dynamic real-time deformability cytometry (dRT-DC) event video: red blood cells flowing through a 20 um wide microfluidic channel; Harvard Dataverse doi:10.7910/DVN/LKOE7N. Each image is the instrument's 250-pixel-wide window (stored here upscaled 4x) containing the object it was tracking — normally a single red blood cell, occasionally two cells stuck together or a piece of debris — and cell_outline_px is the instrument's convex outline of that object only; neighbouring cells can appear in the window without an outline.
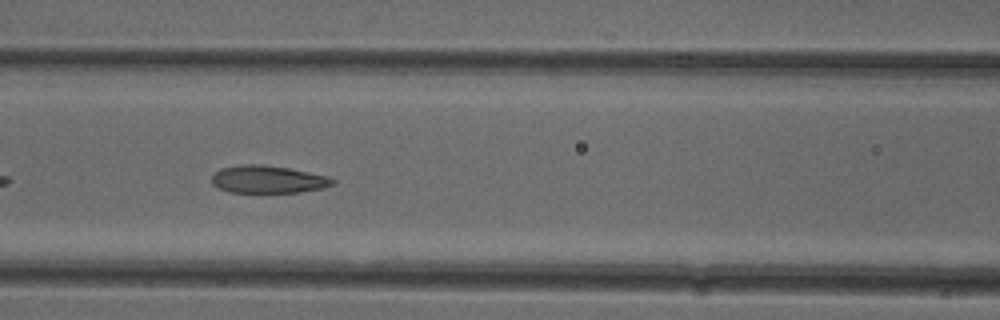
{"species": "common noctule bat (a hibernating species)", "species_latin": "Nyctalus noctula", "temperature_condition": "cold", "stored_images_in_passage": 38, "camera_frame_rate_fps": 3000, "um_per_image_px": 0.085, "animal": {"sex": "female"}, "frame": {"image": 1, "passage_image": 9, "time_ms": 2.667, "image_size_px": [1000, 320], "cell_outline_px": [[336, 184], [324, 188], [300, 192], [228, 192], [216, 188], [212, 184], [212, 176], [220, 168], [240, 164], [260, 164], [288, 168], [328, 176], [336, 180]], "centroid_in_image_um": [22.77, 15.25], "position_along_channel_um": 143.8, "area_um2": 19.59}}
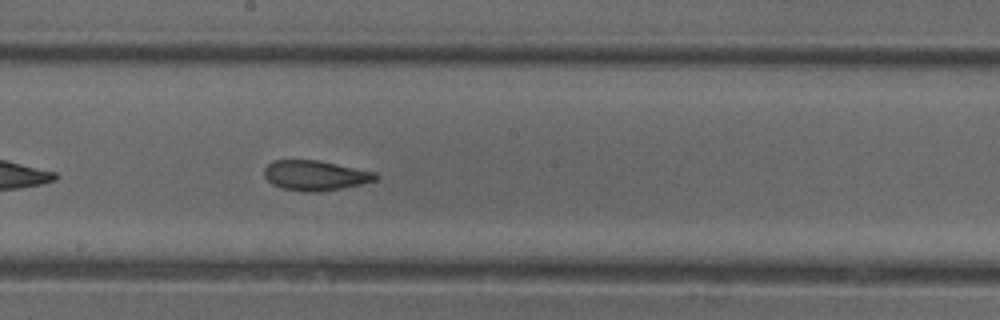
{"frame": {"image": 2, "passage_image": 15, "time_ms": 4.667, "image_size_px": [1000, 320], "cell_outline_px": [[380, 176], [376, 180], [360, 184], [320, 192], [300, 192], [284, 188], [272, 184], [264, 176], [264, 168], [272, 160], [316, 160], [376, 172]], "centroid_in_image_um": [26.78, 14.91], "position_along_channel_um": 221.4, "area_um2": 19.42}}
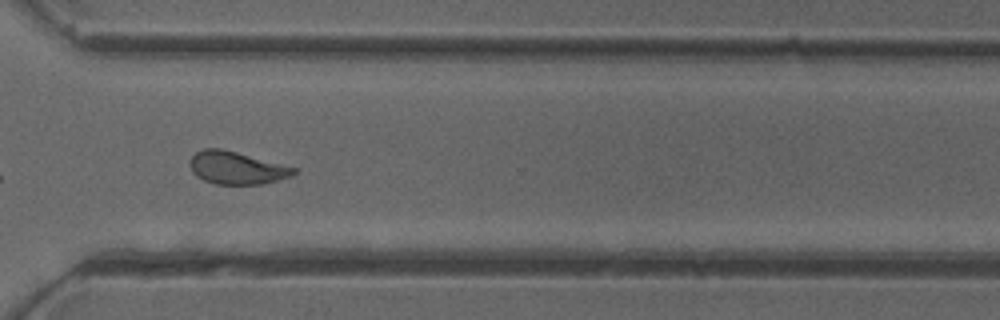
{"frame": {"image": 3, "passage_image": 25, "time_ms": 8.0, "image_size_px": [1000, 320], "cell_outline_px": [[296, 172], [292, 176], [260, 184], [216, 184], [204, 180], [196, 176], [192, 172], [188, 164], [188, 160], [196, 152], [204, 148], [220, 148], [236, 152], [296, 168]], "centroid_in_image_um": [20.04, 14.26], "position_along_channel_um": 350.6, "area_um2": 19.59}, "authors_computed_cell_mechanics": {"area_um2": 19.941, "velocity_mm_per_s": 3.8882, "shape_relaxation_time_tau1_ms": 7.3008, "shape_relaxation_time_tau2_ms": 1.7837, "deformation_change_tau1": 0.1885, "deformation_change_tau2": 0.092}}